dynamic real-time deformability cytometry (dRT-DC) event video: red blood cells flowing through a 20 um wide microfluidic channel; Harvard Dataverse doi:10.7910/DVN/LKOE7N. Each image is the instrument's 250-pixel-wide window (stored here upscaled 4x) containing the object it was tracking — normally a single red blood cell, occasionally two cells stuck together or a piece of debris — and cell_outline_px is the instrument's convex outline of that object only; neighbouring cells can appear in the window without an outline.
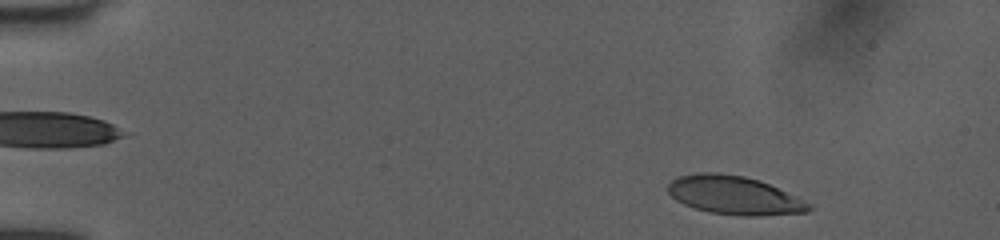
{"species": "human", "species_latin": "Homo sapiens", "temperature_condition": "room temperature", "stored_images_in_passage": 17, "segment_of_instrument_passage": [1, 2], "camera_frame_rate_fps": 3000, "um_per_image_px": 0.085, "donor": {"sex": "female"}, "frame": {"image": 1, "passage_image": 4, "time_ms": 1.0, "image_size_px": [1000, 240], "cell_outline_px": [[812, 208], [808, 212], [760, 216], [744, 216], [708, 212], [684, 204], [676, 200], [668, 192], [668, 184], [672, 180], [680, 176], [696, 172], [720, 172], [744, 176], [760, 180], [796, 196], [812, 204]], "centroid_in_image_um": [62.42, 16.59], "position_along_channel_um": 22.6, "area_um2": 31.73}}
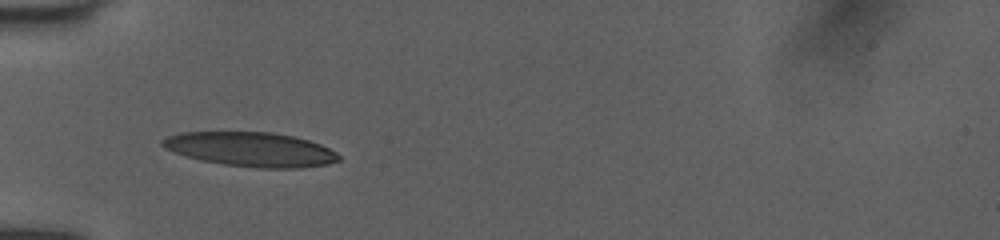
{"frame": {"image": 2, "passage_image": 15, "time_ms": 4.667, "image_size_px": [1000, 240], "cell_outline_px": [[340, 160], [328, 164], [300, 168], [260, 168], [224, 164], [200, 160], [164, 148], [160, 144], [160, 140], [168, 136], [180, 132], [272, 132], [292, 136], [308, 140], [320, 144], [336, 152], [340, 156]], "centroid_in_image_um": [21.32, 12.69], "position_along_channel_um": 63.7, "area_um2": 35.2}}